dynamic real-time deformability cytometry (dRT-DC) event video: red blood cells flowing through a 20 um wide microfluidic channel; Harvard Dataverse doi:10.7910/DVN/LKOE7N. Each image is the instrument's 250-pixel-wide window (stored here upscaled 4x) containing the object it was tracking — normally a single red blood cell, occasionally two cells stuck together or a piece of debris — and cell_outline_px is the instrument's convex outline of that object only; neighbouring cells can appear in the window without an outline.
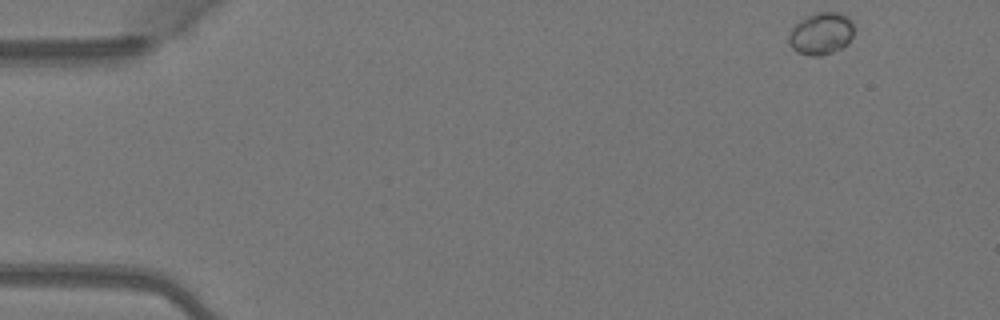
{"species": "Egyptian fruit bat (a non-hibernating species)", "species_latin": "Rousettus aegyptiacus", "temperature_condition": "warm", "stored_images_in_passage": 47, "camera_frame_rate_fps": 3000, "um_per_image_px": 0.085, "animal": {"sex": "female"}, "frame": {"image": 1, "passage_image": 1, "time_ms": 0.0, "image_size_px": [1000, 320], "cell_outline_px": [[856, 28], [848, 44], [832, 52], [820, 56], [812, 56], [796, 52], [792, 48], [788, 40], [788, 36], [792, 28], [800, 20], [816, 12], [840, 12], [848, 16], [856, 24]], "centroid_in_image_um": [69.84, 2.84], "position_along_channel_um": 15.2, "area_um2": 16.3}}
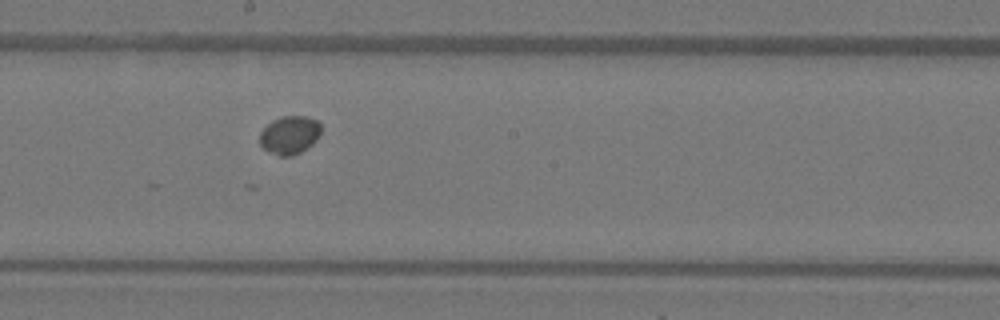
{"frame": {"image": 2, "passage_image": 25, "time_ms": 8.0, "image_size_px": [1000, 320], "cell_outline_px": [[320, 132], [316, 140], [312, 144], [300, 152], [292, 156], [276, 156], [268, 152], [260, 144], [260, 132], [272, 120], [284, 116], [308, 116], [320, 120]], "centroid_in_image_um": [24.62, 11.47], "position_along_channel_um": 223.6, "area_um2": 13.76}}
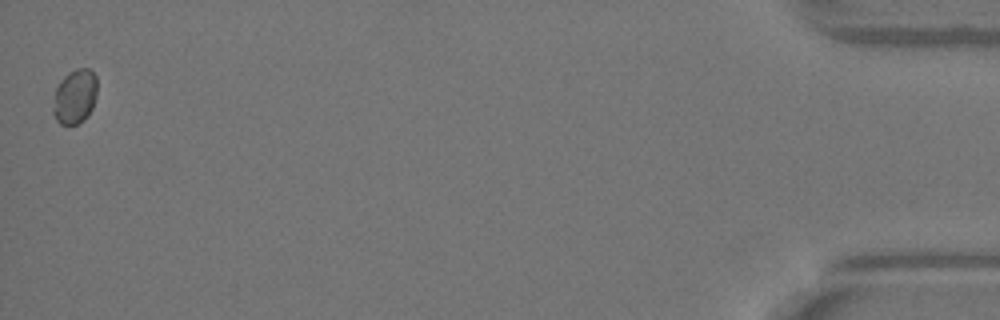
{"frame": {"image": 3, "passage_image": 47, "time_ms": 15.333, "image_size_px": [1000, 320], "cell_outline_px": [[96, 96], [92, 108], [88, 116], [84, 120], [76, 124], [60, 124], [56, 120], [52, 112], [56, 88], [60, 80], [68, 72], [76, 68], [88, 68], [96, 76]], "centroid_in_image_um": [6.36, 8.2], "position_along_channel_um": 428.8, "area_um2": 14.05}}